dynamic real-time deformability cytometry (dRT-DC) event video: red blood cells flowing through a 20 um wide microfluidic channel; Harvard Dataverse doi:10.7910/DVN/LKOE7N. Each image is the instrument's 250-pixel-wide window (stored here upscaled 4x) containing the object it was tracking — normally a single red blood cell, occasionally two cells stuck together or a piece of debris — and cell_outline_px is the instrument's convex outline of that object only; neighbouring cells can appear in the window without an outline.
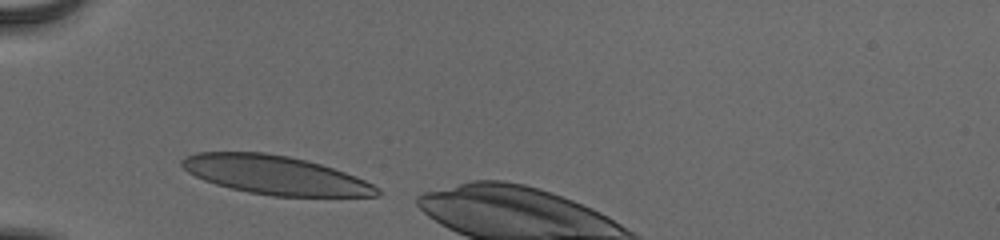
{"species": "human", "species_latin": "Homo sapiens", "temperature_condition": "cold", "stored_images_in_passage": 5, "camera_frame_rate_fps": 3000, "um_per_image_px": 0.085, "donor": {"sex": "male"}, "frame": {"image": 1, "passage_image": 1, "time_ms": 0.0, "image_size_px": [1000, 240], "cell_outline_px": [[380, 196], [272, 196], [248, 192], [216, 184], [204, 180], [188, 172], [180, 164], [180, 160], [184, 156], [196, 152], [264, 152], [288, 156], [320, 164], [356, 176], [380, 188]], "centroid_in_image_um": [23.37, 14.87], "position_along_channel_um": 61.6, "area_um2": 43.81}}